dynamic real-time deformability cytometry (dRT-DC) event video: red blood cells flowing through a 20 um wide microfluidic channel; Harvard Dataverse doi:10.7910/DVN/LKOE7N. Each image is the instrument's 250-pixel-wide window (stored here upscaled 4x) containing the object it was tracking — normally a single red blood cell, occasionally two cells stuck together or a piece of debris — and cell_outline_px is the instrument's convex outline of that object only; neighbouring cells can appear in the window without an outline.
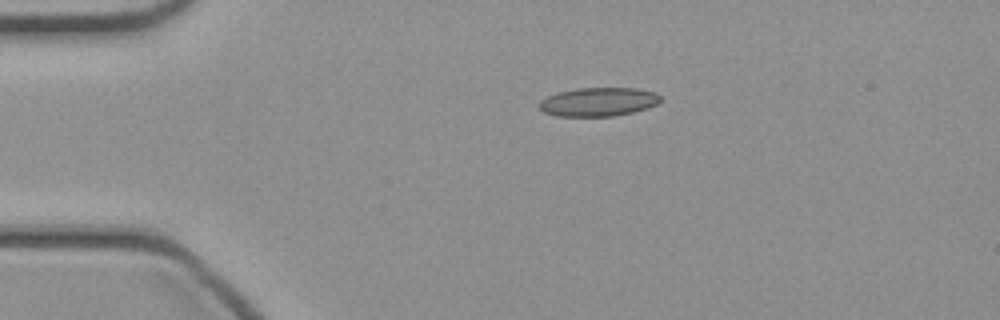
{"species": "common noctule bat (a hibernating species)", "species_latin": "Nyctalus noctula", "temperature_condition": "cold", "stored_images_in_passage": 38, "camera_frame_rate_fps": 3000, "um_per_image_px": 0.085, "animal": {"sex": "female", "body_mass_g": 21.9}, "frame": {"image": 1, "passage_image": 1, "time_ms": 0.0, "image_size_px": [1000, 320], "cell_outline_px": [[660, 100], [656, 104], [648, 108], [632, 112], [612, 116], [556, 116], [544, 112], [536, 104], [540, 100], [556, 92], [576, 88], [636, 88], [656, 92], [660, 96]], "centroid_in_image_um": [50.83, 8.65], "position_along_channel_um": 34.2, "area_um2": 20.4}}
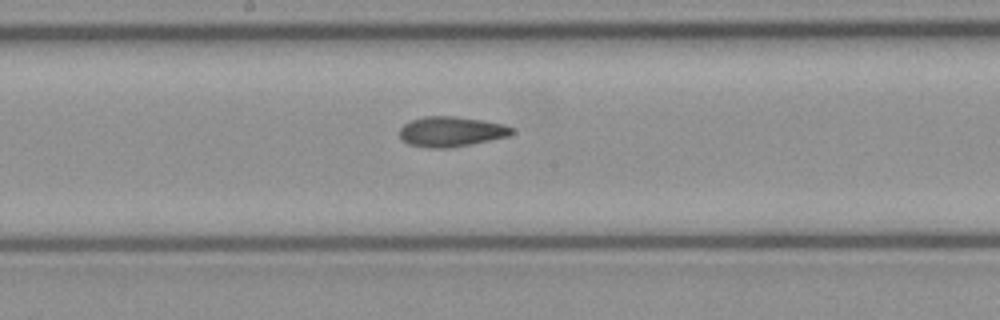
{"frame": {"image": 2, "passage_image": 16, "time_ms": 5.0, "image_size_px": [1000, 320], "cell_outline_px": [[516, 132], [508, 136], [448, 148], [428, 148], [408, 144], [400, 140], [400, 128], [404, 124], [412, 120], [424, 116], [452, 116], [484, 120], [504, 124], [516, 128]], "centroid_in_image_um": [38.35, 11.18], "position_along_channel_um": 209.8, "area_um2": 19.77}}
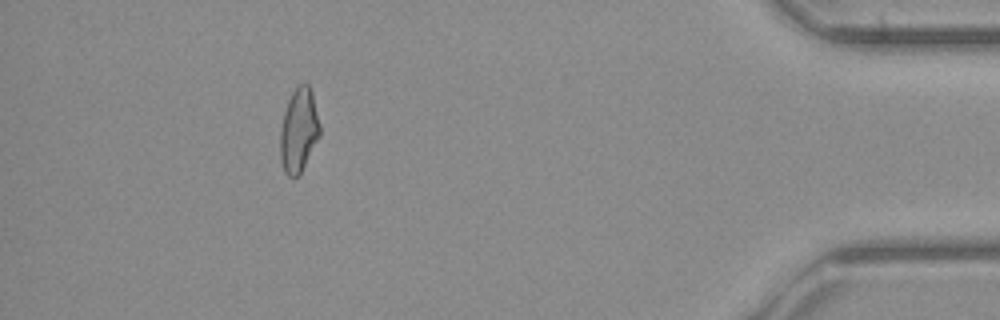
{"frame": {"image": 3, "passage_image": 34, "time_ms": 11.0, "image_size_px": [1000, 320], "cell_outline_px": [[320, 136], [300, 176], [292, 180], [284, 172], [280, 160], [280, 128], [284, 112], [288, 100], [292, 92], [300, 84], [308, 84], [312, 92], [320, 124]], "centroid_in_image_um": [25.39, 11.15], "position_along_channel_um": 409.8, "area_um2": 19.77}}